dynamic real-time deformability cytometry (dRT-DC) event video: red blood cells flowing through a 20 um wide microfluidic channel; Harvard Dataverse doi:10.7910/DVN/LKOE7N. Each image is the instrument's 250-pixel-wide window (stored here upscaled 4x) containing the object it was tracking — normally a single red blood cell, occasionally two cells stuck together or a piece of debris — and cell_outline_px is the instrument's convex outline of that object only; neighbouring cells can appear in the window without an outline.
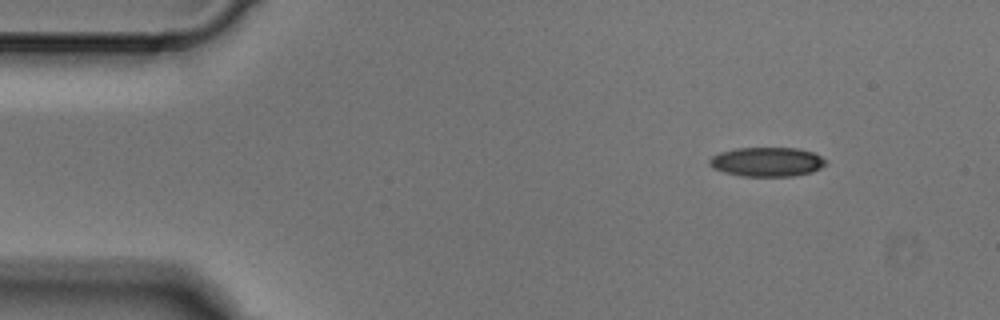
{"species": "Egyptian fruit bat (a non-hibernating species)", "species_latin": "Rousettus aegyptiacus", "temperature_condition": "cold", "stored_images_in_passage": 4, "camera_frame_rate_fps": 3000, "um_per_image_px": 0.085, "animal": {"sex": "male"}, "frame": {"image": 1, "passage_image": 1, "time_ms": 0.0, "image_size_px": [1000, 320], "cell_outline_px": [[828, 164], [812, 172], [792, 176], [740, 176], [724, 172], [712, 168], [708, 164], [708, 160], [712, 156], [720, 152], [736, 148], [800, 148], [812, 152], [828, 160]], "centroid_in_image_um": [65.2, 13.76], "position_along_channel_um": 19.8, "area_um2": 20.06}}
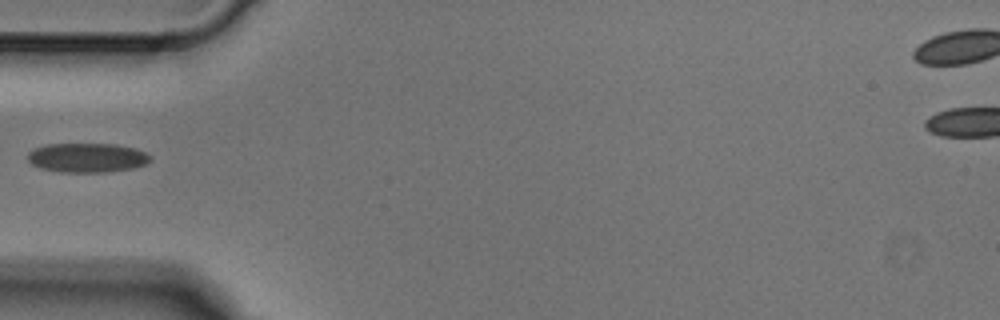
{"frame": {"image": 2, "passage_image": 4, "time_ms": 1.0, "image_size_px": [1000, 320], "cell_outline_px": [[152, 160], [144, 164], [132, 168], [104, 172], [60, 172], [40, 168], [32, 164], [28, 160], [28, 152], [44, 144], [116, 144], [136, 148], [152, 156]], "centroid_in_image_um": [7.41, 13.4], "position_along_channel_um": 77.6, "area_um2": 20.98}}